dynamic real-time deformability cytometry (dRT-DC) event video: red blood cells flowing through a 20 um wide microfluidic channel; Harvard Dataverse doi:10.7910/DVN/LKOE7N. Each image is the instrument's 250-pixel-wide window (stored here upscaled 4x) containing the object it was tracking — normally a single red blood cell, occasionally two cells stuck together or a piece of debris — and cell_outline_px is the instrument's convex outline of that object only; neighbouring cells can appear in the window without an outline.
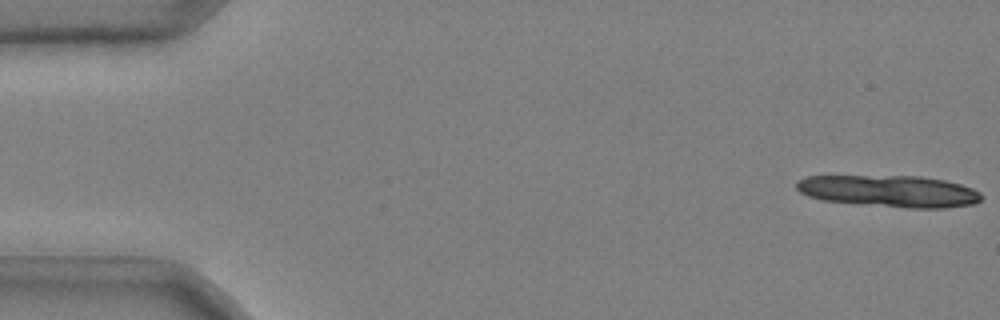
{"species": "common noctule bat (a hibernating species)", "species_latin": "Nyctalus noctula", "temperature_condition": "cold", "stored_images_in_passage": 12, "camera_frame_rate_fps": 3000, "um_per_image_px": 0.085, "animal": {"sex": "male", "body_mass_g": 20.4}, "frame": {"image": 1, "passage_image": 1, "time_ms": 0.0, "image_size_px": [1000, 320], "cell_outline_px": [[984, 196], [980, 200], [972, 204], [944, 208], [908, 208], [824, 200], [808, 196], [800, 192], [796, 188], [796, 180], [804, 176], [920, 176], [944, 180], [960, 184], [972, 188], [980, 192]], "centroid_in_image_um": [75.59, 16.24], "position_along_channel_um": 9.4, "area_um2": 34.16}}